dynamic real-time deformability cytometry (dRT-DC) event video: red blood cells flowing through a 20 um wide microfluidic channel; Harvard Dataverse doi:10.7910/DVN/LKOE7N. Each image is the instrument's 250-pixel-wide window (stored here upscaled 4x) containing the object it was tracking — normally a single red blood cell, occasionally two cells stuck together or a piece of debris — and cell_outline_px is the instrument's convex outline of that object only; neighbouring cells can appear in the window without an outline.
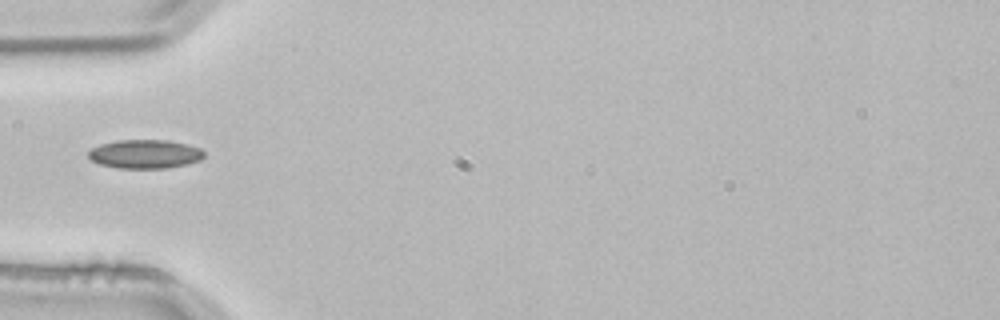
{"species": "common noctule bat (a hibernating species)", "species_latin": "Nyctalus noctula", "temperature_condition": "room temperature", "stored_images_in_passage": 1, "camera_frame_rate_fps": 3000, "um_per_image_px": 0.085, "animal": {"sex": "male", "body_mass_g": 21.5, "forearm_length_mm": 52.0}, "frame": {"image": 1, "passage_image": 1, "time_ms": 0.0, "image_size_px": [1000, 320], "cell_outline_px": [[204, 156], [200, 160], [188, 164], [168, 168], [116, 168], [100, 164], [92, 160], [88, 156], [88, 152], [92, 148], [100, 144], [116, 140], [168, 140], [188, 144], [200, 148], [204, 152]], "centroid_in_image_um": [12.33, 13.09], "position_along_channel_um": 72.7, "area_um2": 19.54}}